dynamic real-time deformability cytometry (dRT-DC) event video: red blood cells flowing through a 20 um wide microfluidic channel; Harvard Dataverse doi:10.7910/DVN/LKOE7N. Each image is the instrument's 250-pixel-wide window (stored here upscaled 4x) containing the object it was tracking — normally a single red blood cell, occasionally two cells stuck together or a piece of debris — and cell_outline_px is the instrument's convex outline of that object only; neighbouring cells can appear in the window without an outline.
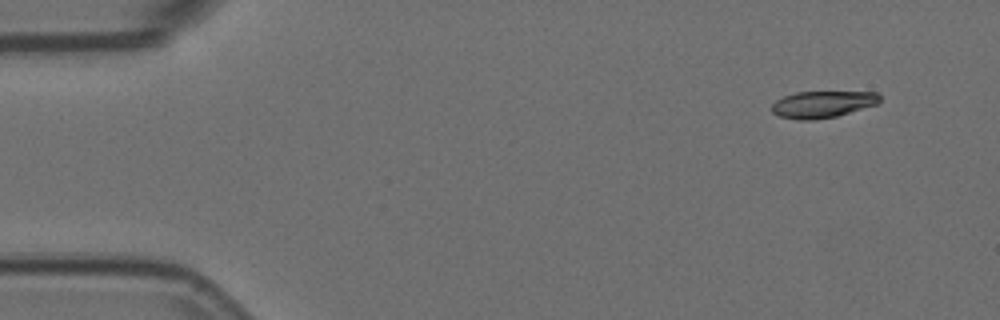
{"species": "Egyptian fruit bat (a non-hibernating species)", "species_latin": "Rousettus aegyptiacus", "temperature_condition": "room temperature", "stored_images_in_passage": 4, "camera_frame_rate_fps": 3000, "um_per_image_px": 0.085, "animal": {"sex": "female"}, "frame": {"image": 1, "passage_image": 1, "time_ms": 0.0, "image_size_px": [1000, 320], "cell_outline_px": [[880, 100], [876, 104], [836, 116], [812, 120], [800, 120], [780, 116], [772, 112], [772, 104], [776, 100], [784, 96], [796, 92], [876, 92], [880, 96]], "centroid_in_image_um": [69.89, 8.86], "position_along_channel_um": 15.1, "area_um2": 16.59}}
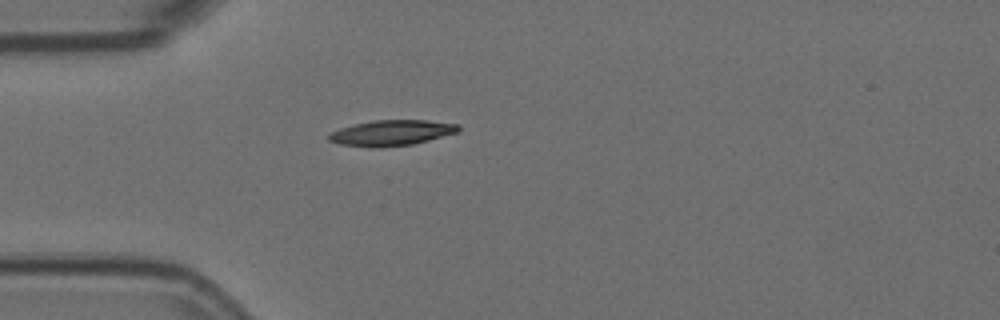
{"frame": {"image": 2, "passage_image": 4, "time_ms": 1.0, "image_size_px": [1000, 320], "cell_outline_px": [[460, 132], [412, 144], [376, 148], [372, 148], [340, 144], [328, 140], [328, 132], [352, 124], [376, 120], [428, 120], [460, 124]], "centroid_in_image_um": [33.27, 11.29], "position_along_channel_um": 51.7, "area_um2": 19.54}}